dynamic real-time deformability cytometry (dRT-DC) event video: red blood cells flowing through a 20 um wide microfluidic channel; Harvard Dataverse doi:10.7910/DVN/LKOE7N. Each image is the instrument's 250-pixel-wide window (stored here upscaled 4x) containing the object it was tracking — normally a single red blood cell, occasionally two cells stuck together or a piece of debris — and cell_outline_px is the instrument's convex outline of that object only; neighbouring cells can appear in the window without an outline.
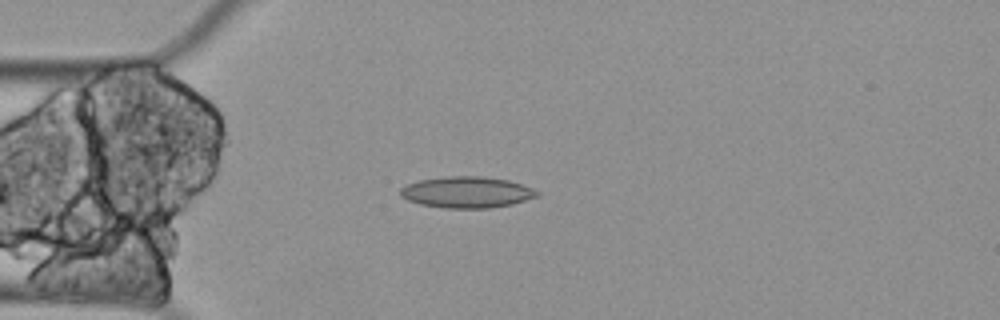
{"species": "Egyptian fruit bat (a non-hibernating species)", "species_latin": "Rousettus aegyptiacus", "temperature_condition": "cold", "stored_images_in_passage": 3, "camera_frame_rate_fps": 3000, "um_per_image_px": 0.085, "animal": {"sex": "female"}, "frame": {"image": 1, "passage_image": 1, "time_ms": 0.0, "image_size_px": [1000, 320], "cell_outline_px": [[540, 192], [536, 196], [512, 204], [488, 208], [444, 208], [420, 204], [408, 200], [400, 196], [400, 188], [408, 184], [420, 180], [448, 176], [484, 176], [508, 180], [532, 188]], "centroid_in_image_um": [39.65, 16.34], "position_along_channel_um": 45.3, "area_um2": 24.74}}